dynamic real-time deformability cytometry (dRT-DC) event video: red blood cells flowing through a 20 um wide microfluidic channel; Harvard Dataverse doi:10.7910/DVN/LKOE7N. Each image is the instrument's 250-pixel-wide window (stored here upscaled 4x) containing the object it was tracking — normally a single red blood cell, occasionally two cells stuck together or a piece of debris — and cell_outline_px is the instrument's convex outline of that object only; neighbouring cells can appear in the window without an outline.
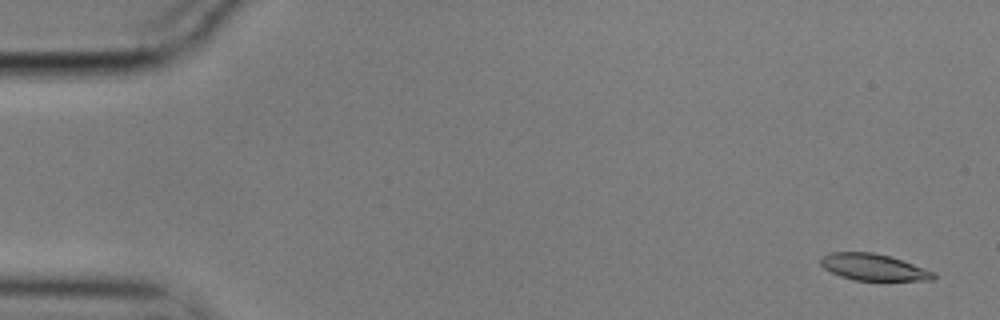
{"species": "common noctule bat (a hibernating species)", "species_latin": "Nyctalus noctula", "temperature_condition": "cold", "stored_images_in_passage": 57, "camera_frame_rate_fps": 3000, "um_per_image_px": 0.085, "animal": {"sex": "male", "body_mass_g": 17.9}, "frame": {"image": 1, "passage_image": 3, "time_ms": 0.667, "image_size_px": [1000, 320], "cell_outline_px": [[936, 276], [932, 280], [852, 280], [840, 276], [824, 268], [820, 264], [820, 256], [832, 252], [872, 252], [888, 256], [936, 272]], "centroid_in_image_um": [74.21, 22.71], "position_along_channel_um": 10.8, "area_um2": 17.34}}
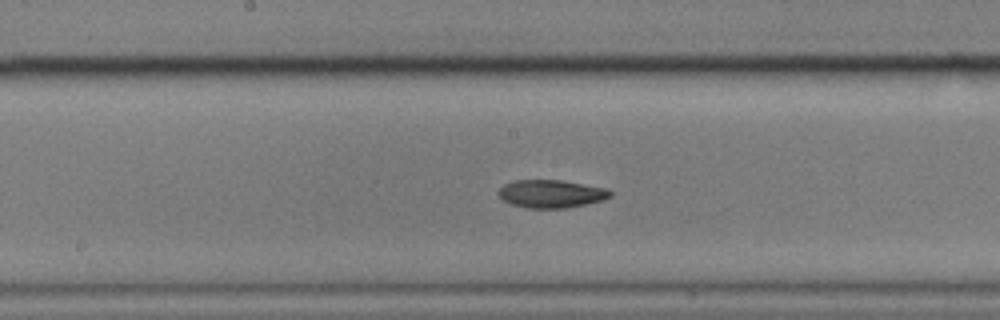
{"frame": {"image": 2, "passage_image": 30, "time_ms": 9.667, "image_size_px": [1000, 320], "cell_outline_px": [[612, 196], [604, 200], [564, 208], [528, 208], [512, 204], [504, 200], [496, 192], [504, 184], [516, 180], [560, 180], [608, 188], [612, 192]], "centroid_in_image_um": [46.87, 16.46], "position_along_channel_um": 201.3, "area_um2": 18.15}}
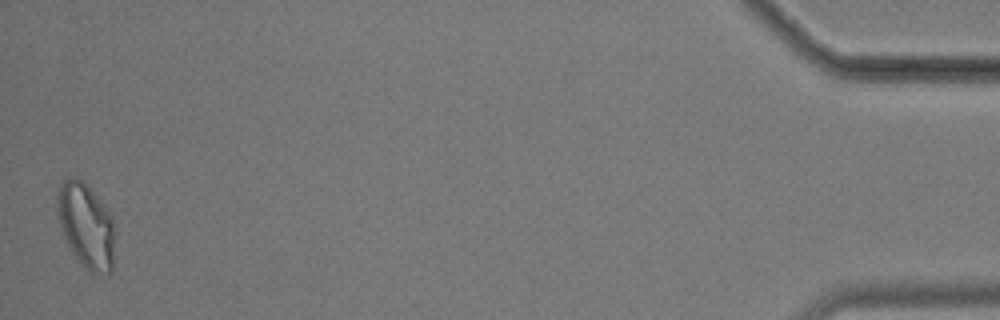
{"frame": {"image": 3, "passage_image": 57, "time_ms": 18.667, "image_size_px": [1000, 320], "cell_outline_px": [[116, 236], [112, 272], [92, 272], [76, 256], [68, 244], [60, 228], [56, 208], [56, 196], [60, 184], [68, 176], [76, 176], [96, 196], [112, 216]], "centroid_in_image_um": [7.32, 19.14], "position_along_channel_um": 427.9, "area_um2": 28.26}, "authors_computed_cell_mechanics": {"area_um2": 18.3226, "velocity_mm_per_s": 3.5034, "shape_relaxation_time_tau1_ms": 7.5001, "shape_relaxation_time_tau2_ms": 1.9275, "deformation_change_tau1": 0.1792, "deformation_change_tau2": 0.0665}}